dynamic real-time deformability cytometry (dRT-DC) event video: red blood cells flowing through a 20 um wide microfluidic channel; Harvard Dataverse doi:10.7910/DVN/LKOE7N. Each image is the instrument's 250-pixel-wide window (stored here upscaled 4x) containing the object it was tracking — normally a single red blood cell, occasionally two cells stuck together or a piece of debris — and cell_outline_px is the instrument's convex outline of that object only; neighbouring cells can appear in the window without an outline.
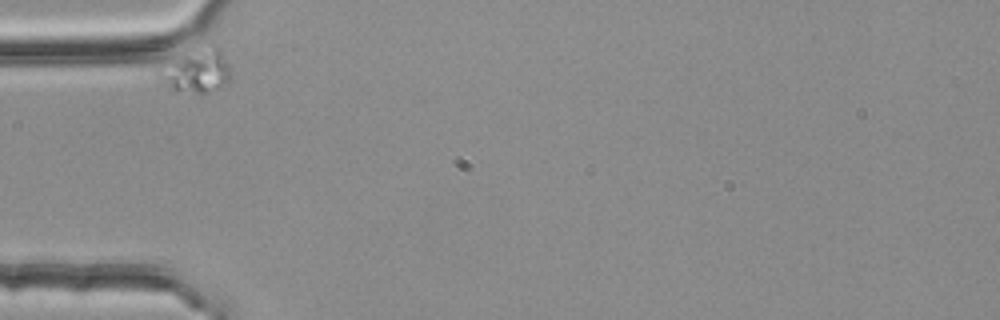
{"species": "common noctule bat (a hibernating species)", "species_latin": "Nyctalus noctula", "temperature_condition": "room temperature", "stored_images_in_passage": 34, "camera_frame_rate_fps": 3000, "um_per_image_px": 0.085, "animal": {"sex": "female", "body_mass_g": 25.1}, "frame": {"image": 1, "passage_image": 1, "time_ms": 0.0, "image_size_px": [1000, 320], "cell_outline_px": [[228, 84], [204, 92], [196, 92], [172, 88], [156, 76], [156, 72], [204, 40], [208, 40], [216, 44], [220, 48], [228, 64]], "centroid_in_image_um": [16.76, 5.89], "position_along_channel_um": 68.2, "area_um2": 18.09}}